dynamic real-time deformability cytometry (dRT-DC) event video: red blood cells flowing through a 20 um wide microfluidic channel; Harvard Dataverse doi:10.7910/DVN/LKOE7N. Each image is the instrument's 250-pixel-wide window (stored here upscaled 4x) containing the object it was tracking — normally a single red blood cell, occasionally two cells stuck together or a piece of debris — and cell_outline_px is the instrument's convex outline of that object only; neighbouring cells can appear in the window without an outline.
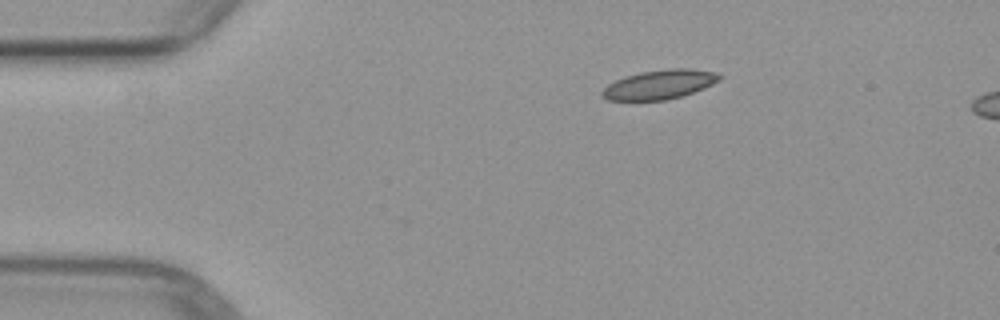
{"species": "common noctule bat (a hibernating species)", "species_latin": "Nyctalus noctula", "temperature_condition": "warm", "stored_images_in_passage": 4, "camera_frame_rate_fps": 3000, "um_per_image_px": 0.085, "animal": {"sex": "female", "body_mass_g": 29.2, "forearm_length_mm": 56.3}, "frame": {"image": 1, "passage_image": 1, "time_ms": 0.0, "image_size_px": [1000, 320], "cell_outline_px": [[720, 80], [704, 88], [668, 100], [608, 100], [600, 96], [600, 92], [608, 84], [624, 76], [640, 72], [668, 68], [692, 68], [716, 72], [720, 76]], "centroid_in_image_um": [56.03, 7.17], "position_along_channel_um": 29.0, "area_um2": 20.06}}
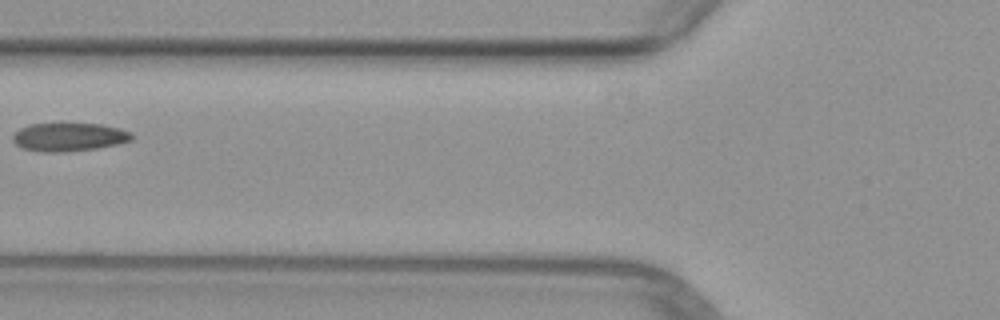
{"frame": {"image": 2, "passage_image": 4, "time_ms": 3.667, "image_size_px": [1000, 320], "cell_outline_px": [[132, 140], [120, 144], [96, 148], [60, 152], [44, 152], [24, 148], [16, 144], [12, 140], [12, 136], [20, 128], [28, 124], [60, 120], [64, 120], [100, 124], [120, 128], [132, 132]], "centroid_in_image_um": [5.86, 11.58], "position_along_channel_um": 119.9, "area_um2": 20.63}}